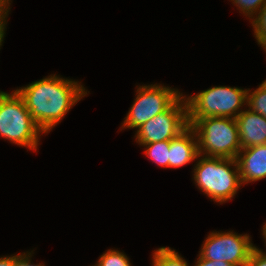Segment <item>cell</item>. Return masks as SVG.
<instances>
[{"label": "cell", "instance_id": "6da1fadb", "mask_svg": "<svg viewBox=\"0 0 266 266\" xmlns=\"http://www.w3.org/2000/svg\"><path fill=\"white\" fill-rule=\"evenodd\" d=\"M15 91L23 99L31 117L44 134L50 132L87 95V90L78 81L60 78L54 74Z\"/></svg>", "mask_w": 266, "mask_h": 266}, {"label": "cell", "instance_id": "7a4b0ae2", "mask_svg": "<svg viewBox=\"0 0 266 266\" xmlns=\"http://www.w3.org/2000/svg\"><path fill=\"white\" fill-rule=\"evenodd\" d=\"M197 158L193 180L201 192L220 204L231 200L242 185L236 159L200 154Z\"/></svg>", "mask_w": 266, "mask_h": 266}, {"label": "cell", "instance_id": "3957f363", "mask_svg": "<svg viewBox=\"0 0 266 266\" xmlns=\"http://www.w3.org/2000/svg\"><path fill=\"white\" fill-rule=\"evenodd\" d=\"M190 127L196 133L200 155L236 159L241 150L236 119L204 117Z\"/></svg>", "mask_w": 266, "mask_h": 266}, {"label": "cell", "instance_id": "277c9868", "mask_svg": "<svg viewBox=\"0 0 266 266\" xmlns=\"http://www.w3.org/2000/svg\"><path fill=\"white\" fill-rule=\"evenodd\" d=\"M43 131L36 125L23 99L14 90L0 91V136L11 143L37 149Z\"/></svg>", "mask_w": 266, "mask_h": 266}, {"label": "cell", "instance_id": "5b68a950", "mask_svg": "<svg viewBox=\"0 0 266 266\" xmlns=\"http://www.w3.org/2000/svg\"><path fill=\"white\" fill-rule=\"evenodd\" d=\"M247 89L229 86H214L186 98L188 123L191 126L204 117L234 118L247 105ZM241 109V111H240Z\"/></svg>", "mask_w": 266, "mask_h": 266}, {"label": "cell", "instance_id": "8992f818", "mask_svg": "<svg viewBox=\"0 0 266 266\" xmlns=\"http://www.w3.org/2000/svg\"><path fill=\"white\" fill-rule=\"evenodd\" d=\"M189 127L186 97L182 94L168 109L137 128L139 145L170 141Z\"/></svg>", "mask_w": 266, "mask_h": 266}, {"label": "cell", "instance_id": "52a82bcc", "mask_svg": "<svg viewBox=\"0 0 266 266\" xmlns=\"http://www.w3.org/2000/svg\"><path fill=\"white\" fill-rule=\"evenodd\" d=\"M136 98L122 123L124 128H139L159 113L168 109L181 95L178 89L158 84L137 87Z\"/></svg>", "mask_w": 266, "mask_h": 266}, {"label": "cell", "instance_id": "ba28073f", "mask_svg": "<svg viewBox=\"0 0 266 266\" xmlns=\"http://www.w3.org/2000/svg\"><path fill=\"white\" fill-rule=\"evenodd\" d=\"M255 247L248 234L241 235L233 231L210 232L199 255L207 260L225 261L234 266H246Z\"/></svg>", "mask_w": 266, "mask_h": 266}, {"label": "cell", "instance_id": "9c48e42d", "mask_svg": "<svg viewBox=\"0 0 266 266\" xmlns=\"http://www.w3.org/2000/svg\"><path fill=\"white\" fill-rule=\"evenodd\" d=\"M236 161L242 184L266 178V144L241 149Z\"/></svg>", "mask_w": 266, "mask_h": 266}, {"label": "cell", "instance_id": "30bf717a", "mask_svg": "<svg viewBox=\"0 0 266 266\" xmlns=\"http://www.w3.org/2000/svg\"><path fill=\"white\" fill-rule=\"evenodd\" d=\"M241 149L266 144V118L250 109L237 116Z\"/></svg>", "mask_w": 266, "mask_h": 266}, {"label": "cell", "instance_id": "8fae6325", "mask_svg": "<svg viewBox=\"0 0 266 266\" xmlns=\"http://www.w3.org/2000/svg\"><path fill=\"white\" fill-rule=\"evenodd\" d=\"M169 168H178L198 158V141L195 131L189 126L179 136L170 140Z\"/></svg>", "mask_w": 266, "mask_h": 266}, {"label": "cell", "instance_id": "7c38bea8", "mask_svg": "<svg viewBox=\"0 0 266 266\" xmlns=\"http://www.w3.org/2000/svg\"><path fill=\"white\" fill-rule=\"evenodd\" d=\"M152 266H189L178 252L170 247H160L154 250Z\"/></svg>", "mask_w": 266, "mask_h": 266}, {"label": "cell", "instance_id": "4fadbf2b", "mask_svg": "<svg viewBox=\"0 0 266 266\" xmlns=\"http://www.w3.org/2000/svg\"><path fill=\"white\" fill-rule=\"evenodd\" d=\"M142 146L146 147V150L144 151L145 155H147L152 162H155V164H158L159 166L169 168L170 141L154 142Z\"/></svg>", "mask_w": 266, "mask_h": 266}, {"label": "cell", "instance_id": "5bb4252c", "mask_svg": "<svg viewBox=\"0 0 266 266\" xmlns=\"http://www.w3.org/2000/svg\"><path fill=\"white\" fill-rule=\"evenodd\" d=\"M249 92L250 89L247 91L248 108L266 118V80L256 90Z\"/></svg>", "mask_w": 266, "mask_h": 266}, {"label": "cell", "instance_id": "9a60e30c", "mask_svg": "<svg viewBox=\"0 0 266 266\" xmlns=\"http://www.w3.org/2000/svg\"><path fill=\"white\" fill-rule=\"evenodd\" d=\"M94 266H131L129 258L118 250H107Z\"/></svg>", "mask_w": 266, "mask_h": 266}, {"label": "cell", "instance_id": "2e32d148", "mask_svg": "<svg viewBox=\"0 0 266 266\" xmlns=\"http://www.w3.org/2000/svg\"><path fill=\"white\" fill-rule=\"evenodd\" d=\"M256 18L252 19L254 37L258 44L266 51V4L258 11Z\"/></svg>", "mask_w": 266, "mask_h": 266}, {"label": "cell", "instance_id": "e0dca14e", "mask_svg": "<svg viewBox=\"0 0 266 266\" xmlns=\"http://www.w3.org/2000/svg\"><path fill=\"white\" fill-rule=\"evenodd\" d=\"M244 15L251 20L257 15L258 11L266 4V0H231ZM255 14V15H254Z\"/></svg>", "mask_w": 266, "mask_h": 266}, {"label": "cell", "instance_id": "ac0fdd59", "mask_svg": "<svg viewBox=\"0 0 266 266\" xmlns=\"http://www.w3.org/2000/svg\"><path fill=\"white\" fill-rule=\"evenodd\" d=\"M246 266H266V255L261 253L257 247H255L250 254Z\"/></svg>", "mask_w": 266, "mask_h": 266}, {"label": "cell", "instance_id": "d6986e66", "mask_svg": "<svg viewBox=\"0 0 266 266\" xmlns=\"http://www.w3.org/2000/svg\"><path fill=\"white\" fill-rule=\"evenodd\" d=\"M31 256H32V253L31 252H28L24 254L21 253V254H17L16 255V266H44V264H31Z\"/></svg>", "mask_w": 266, "mask_h": 266}, {"label": "cell", "instance_id": "ffe728a7", "mask_svg": "<svg viewBox=\"0 0 266 266\" xmlns=\"http://www.w3.org/2000/svg\"><path fill=\"white\" fill-rule=\"evenodd\" d=\"M194 266H234L225 261H213L202 258L200 255L198 256V260Z\"/></svg>", "mask_w": 266, "mask_h": 266}, {"label": "cell", "instance_id": "44dd1931", "mask_svg": "<svg viewBox=\"0 0 266 266\" xmlns=\"http://www.w3.org/2000/svg\"><path fill=\"white\" fill-rule=\"evenodd\" d=\"M11 0H0V17L7 23V16L10 9Z\"/></svg>", "mask_w": 266, "mask_h": 266}, {"label": "cell", "instance_id": "7402d4cb", "mask_svg": "<svg viewBox=\"0 0 266 266\" xmlns=\"http://www.w3.org/2000/svg\"><path fill=\"white\" fill-rule=\"evenodd\" d=\"M0 266H16V255L0 257Z\"/></svg>", "mask_w": 266, "mask_h": 266}, {"label": "cell", "instance_id": "603a6c76", "mask_svg": "<svg viewBox=\"0 0 266 266\" xmlns=\"http://www.w3.org/2000/svg\"><path fill=\"white\" fill-rule=\"evenodd\" d=\"M6 22L0 17V47L2 46L3 38L5 36ZM1 49V48H0Z\"/></svg>", "mask_w": 266, "mask_h": 266}, {"label": "cell", "instance_id": "cb8c5ba5", "mask_svg": "<svg viewBox=\"0 0 266 266\" xmlns=\"http://www.w3.org/2000/svg\"><path fill=\"white\" fill-rule=\"evenodd\" d=\"M262 235L264 236V239H265V243H266V223L265 225L263 226V230H262ZM266 245V244H265ZM261 253H263L264 255H266L265 252H263L261 249L257 248Z\"/></svg>", "mask_w": 266, "mask_h": 266}]
</instances>
